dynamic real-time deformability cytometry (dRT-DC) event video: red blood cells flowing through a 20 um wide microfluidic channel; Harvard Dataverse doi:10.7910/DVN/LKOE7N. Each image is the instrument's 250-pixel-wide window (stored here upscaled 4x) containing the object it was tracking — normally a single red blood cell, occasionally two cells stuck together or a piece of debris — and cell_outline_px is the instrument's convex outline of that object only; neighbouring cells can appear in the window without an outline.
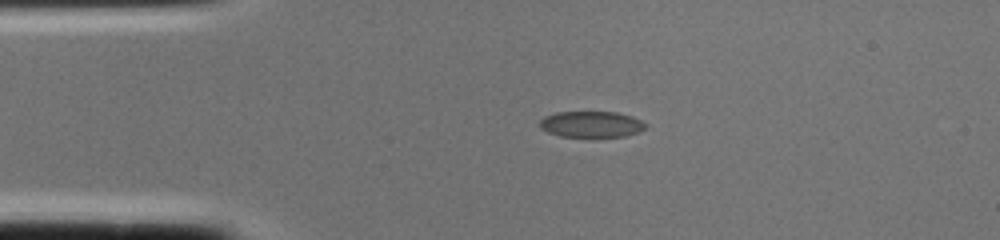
{"species": "common noctule bat (a hibernating species)", "species_latin": "Nyctalus noctula", "temperature_condition": "cold", "stored_images_in_passage": 1, "camera_frame_rate_fps": 3000, "um_per_image_px": 0.085, "animal": {"sex": "female", "body_mass_g": 22.0, "forearm_length_mm": 56.7}, "frame": {"image": 1, "passage_image": 1, "time_ms": 0.0, "image_size_px": [1000, 240], "cell_outline_px": [[648, 128], [640, 132], [624, 136], [560, 136], [548, 132], [540, 128], [540, 120], [544, 116], [556, 112], [616, 112], [632, 116], [648, 124]], "centroid_in_image_um": [50.3, 10.55], "position_along_channel_um": 34.7, "area_um2": 16.13}}